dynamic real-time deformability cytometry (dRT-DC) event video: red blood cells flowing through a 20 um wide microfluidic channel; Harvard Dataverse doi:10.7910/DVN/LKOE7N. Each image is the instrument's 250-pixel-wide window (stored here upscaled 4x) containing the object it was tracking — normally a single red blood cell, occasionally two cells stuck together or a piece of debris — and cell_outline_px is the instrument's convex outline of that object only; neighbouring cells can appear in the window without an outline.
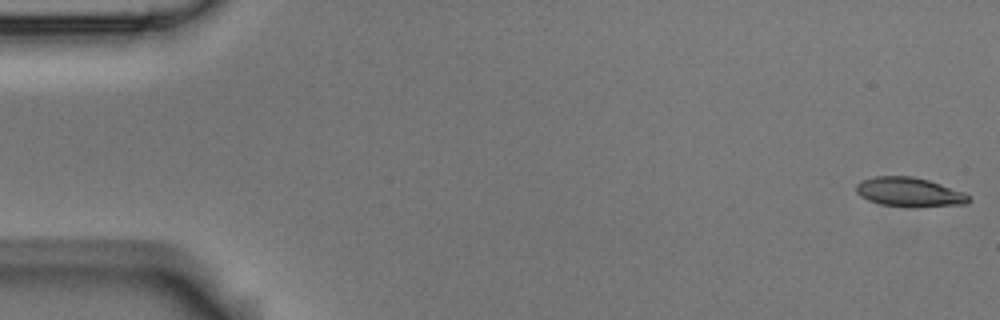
{"species": "Egyptian fruit bat (a non-hibernating species)", "species_latin": "Rousettus aegyptiacus", "temperature_condition": "room temperature", "stored_images_in_passage": 6, "camera_frame_rate_fps": 3000, "um_per_image_px": 0.085, "animal": {"sex": "male"}, "frame": {"image": 1, "passage_image": 1, "time_ms": 0.0, "image_size_px": [1000, 320], "cell_outline_px": [[972, 200], [968, 204], [880, 204], [868, 200], [860, 196], [856, 192], [856, 184], [864, 180], [876, 176], [912, 176], [928, 180], [964, 192], [972, 196]], "centroid_in_image_um": [77.29, 16.27], "position_along_channel_um": 7.7, "area_um2": 18.21}}
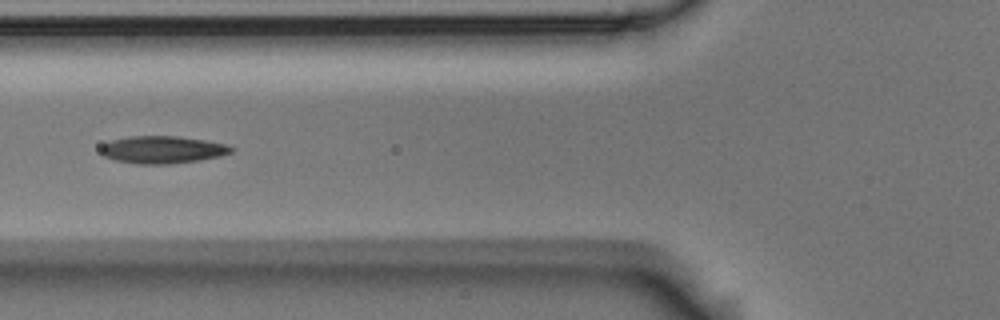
{"frame": {"image": 2, "passage_image": 6, "time_ms": 1.667, "image_size_px": [1000, 320], "cell_outline_px": [[232, 152], [220, 156], [200, 160], [168, 164], [136, 164], [112, 160], [104, 156], [100, 152], [100, 148], [104, 144], [112, 140], [128, 136], [176, 136], [204, 140], [224, 144], [232, 148]], "centroid_in_image_um": [13.75, 12.73], "position_along_channel_um": 112.0, "area_um2": 20.81}}